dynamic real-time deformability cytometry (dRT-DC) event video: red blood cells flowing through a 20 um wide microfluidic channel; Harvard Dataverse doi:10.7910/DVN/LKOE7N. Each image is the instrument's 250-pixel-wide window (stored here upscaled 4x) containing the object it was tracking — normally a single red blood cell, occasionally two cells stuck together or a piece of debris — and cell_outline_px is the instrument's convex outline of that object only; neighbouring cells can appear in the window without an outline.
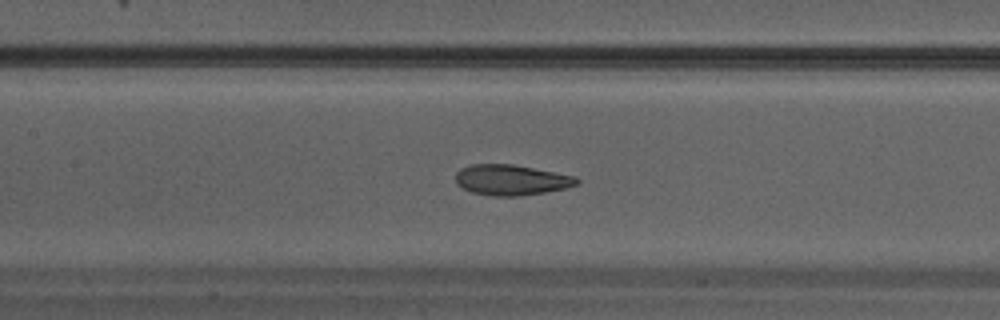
{"species": "Egyptian fruit bat (a non-hibernating species)", "species_latin": "Rousettus aegyptiacus", "temperature_condition": "warm", "stored_images_in_passage": 32, "camera_frame_rate_fps": 3000, "um_per_image_px": 0.085, "animal": {"sex": "male"}, "frame": {"image": 1, "passage_image": 16, "time_ms": 5.0, "image_size_px": [1000, 320], "cell_outline_px": [[580, 184], [568, 188], [520, 196], [492, 196], [472, 192], [456, 184], [456, 172], [460, 168], [472, 164], [512, 164], [576, 176], [580, 180]], "centroid_in_image_um": [43.48, 15.29], "position_along_channel_um": 163.9, "area_um2": 21.68}}
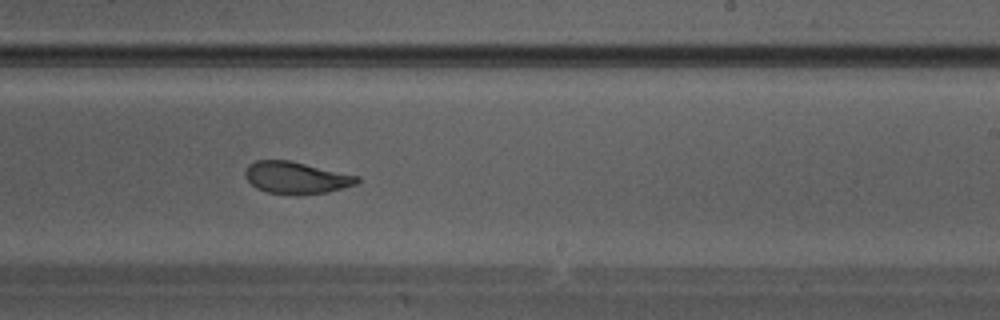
{"frame": {"image": 2, "passage_image": 21, "time_ms": 6.667, "image_size_px": [1000, 320], "cell_outline_px": [[360, 180], [356, 184], [328, 192], [304, 196], [268, 192], [256, 188], [244, 176], [244, 172], [248, 164], [256, 160], [288, 160], [360, 176]], "centroid_in_image_um": [25.17, 15.11], "position_along_channel_um": 263.8, "area_um2": 21.04}}
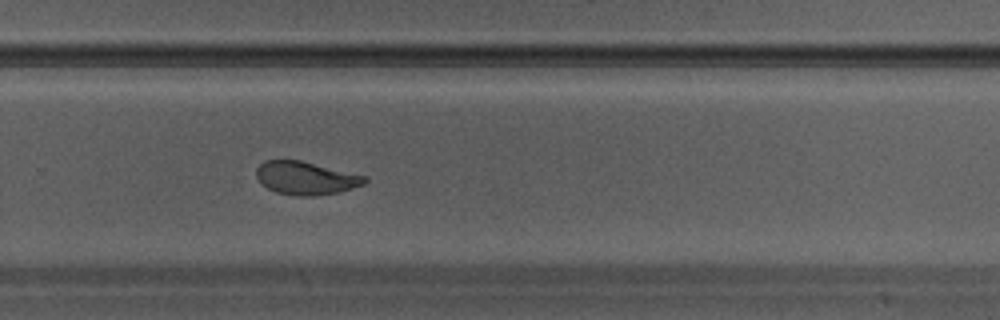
{"frame": {"image": 3, "passage_image": 23, "time_ms": 7.333, "image_size_px": [1000, 320], "cell_outline_px": [[368, 180], [364, 184], [340, 192], [312, 196], [296, 196], [276, 192], [260, 184], [256, 176], [256, 168], [264, 160], [300, 160], [368, 176]], "centroid_in_image_um": [25.99, 15.13], "position_along_channel_um": 303.8, "area_um2": 21.1}}